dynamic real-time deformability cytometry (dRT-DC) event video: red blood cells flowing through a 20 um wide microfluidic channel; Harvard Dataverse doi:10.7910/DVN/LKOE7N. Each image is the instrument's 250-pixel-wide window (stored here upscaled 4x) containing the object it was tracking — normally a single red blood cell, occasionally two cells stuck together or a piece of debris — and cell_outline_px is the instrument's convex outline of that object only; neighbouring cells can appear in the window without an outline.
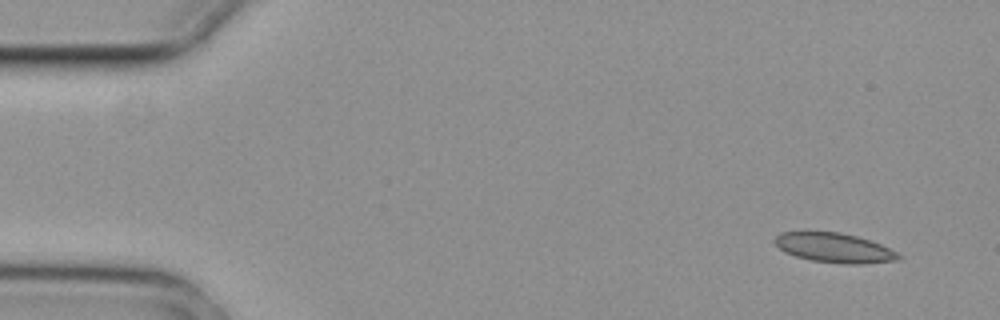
{"species": "common noctule bat (a hibernating species)", "species_latin": "Nyctalus noctula", "temperature_condition": "cold", "stored_images_in_passage": 4, "camera_frame_rate_fps": 3000, "um_per_image_px": 0.085, "animal": {"sex": "female", "body_mass_g": 29.2, "forearm_length_mm": 56.3}, "frame": {"image": 1, "passage_image": 1, "time_ms": 0.0, "image_size_px": [1000, 320], "cell_outline_px": [[904, 256], [900, 260], [864, 264], [840, 264], [812, 260], [796, 256], [784, 252], [772, 240], [780, 232], [840, 232], [856, 236], [880, 244]], "centroid_in_image_um": [70.93, 21.08], "position_along_channel_um": 14.1, "area_um2": 21.33}}
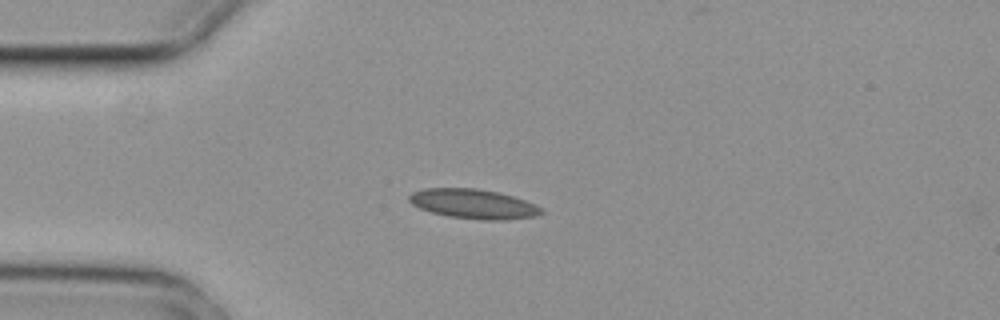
{"frame": {"image": 2, "passage_image": 3, "time_ms": 0.667, "image_size_px": [1000, 320], "cell_outline_px": [[544, 212], [536, 216], [504, 220], [480, 220], [448, 216], [432, 212], [420, 208], [412, 204], [408, 200], [408, 196], [412, 192], [424, 188], [476, 188], [496, 192], [512, 196], [536, 204], [544, 208]], "centroid_in_image_um": [40.25, 17.33], "position_along_channel_um": 44.7, "area_um2": 22.83}}
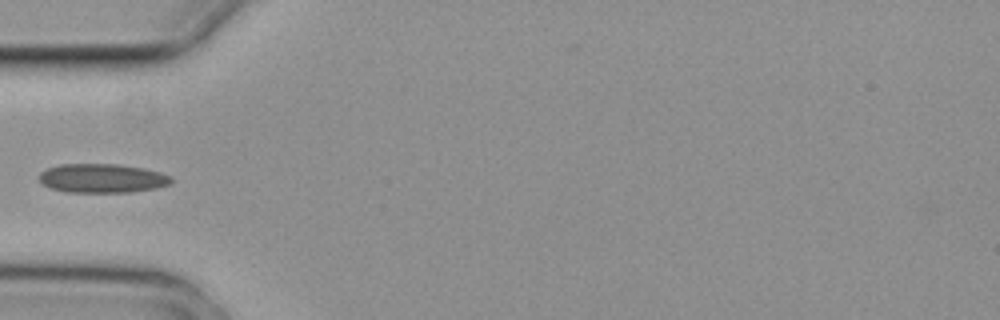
{"frame": {"image": 3, "passage_image": 4, "time_ms": 1.0, "image_size_px": [1000, 320], "cell_outline_px": [[172, 184], [156, 188], [132, 192], [68, 192], [52, 188], [44, 184], [40, 180], [40, 172], [48, 168], [60, 164], [116, 164], [144, 168], [160, 172], [172, 176]], "centroid_in_image_um": [8.74, 15.15], "position_along_channel_um": 76.3, "area_um2": 22.31}}